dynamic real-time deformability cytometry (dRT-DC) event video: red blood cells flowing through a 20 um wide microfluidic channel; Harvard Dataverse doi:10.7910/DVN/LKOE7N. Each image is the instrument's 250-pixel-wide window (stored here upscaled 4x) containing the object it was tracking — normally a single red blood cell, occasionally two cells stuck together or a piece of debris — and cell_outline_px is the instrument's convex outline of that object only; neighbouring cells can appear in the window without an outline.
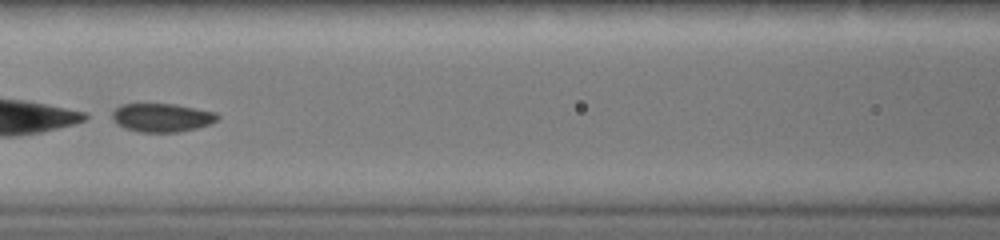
{"species": "common noctule bat (a hibernating species)", "species_latin": "Nyctalus noctula", "temperature_condition": "warm", "stored_images_in_passage": 32, "camera_frame_rate_fps": 3000, "um_per_image_px": 0.085, "animal": {"sex": "female", "body_mass_g": 19.0, "forearm_length_mm": 51.5}, "frame": {"image": 1, "passage_image": 14, "time_ms": 4.333, "image_size_px": [1000, 240], "cell_outline_px": [[220, 116], [216, 120], [208, 124], [196, 128], [176, 132], [140, 132], [124, 128], [116, 124], [112, 120], [112, 112], [120, 104], [176, 104], [216, 112]], "centroid_in_image_um": [13.72, 9.99], "position_along_channel_um": 152.9, "area_um2": 17.51}}
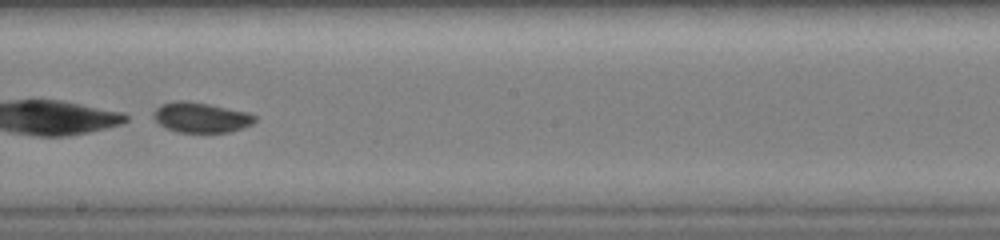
{"frame": {"image": 2, "passage_image": 18, "time_ms": 5.667, "image_size_px": [1000, 240], "cell_outline_px": [[256, 120], [252, 124], [228, 132], [176, 132], [164, 128], [152, 116], [152, 112], [160, 104], [172, 100], [188, 100], [248, 112], [256, 116]], "centroid_in_image_um": [17.02, 9.97], "position_along_channel_um": 231.2, "area_um2": 17.98}}